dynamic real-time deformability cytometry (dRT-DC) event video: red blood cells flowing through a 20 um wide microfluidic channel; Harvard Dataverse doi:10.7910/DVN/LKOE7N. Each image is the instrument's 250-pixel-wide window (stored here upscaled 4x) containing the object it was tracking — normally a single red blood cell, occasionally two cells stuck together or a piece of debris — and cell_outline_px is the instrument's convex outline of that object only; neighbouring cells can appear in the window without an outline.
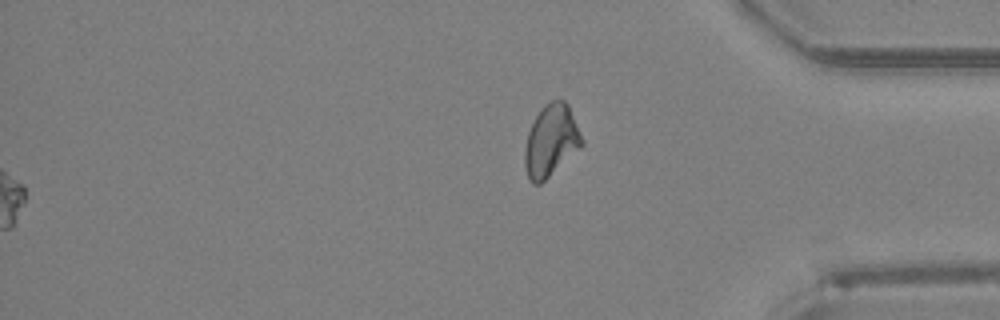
{"species": "Egyptian fruit bat (a non-hibernating species)", "species_latin": "Rousettus aegyptiacus", "temperature_condition": "room temperature", "stored_images_in_passage": 41, "segment_of_instrument_passage": [2, 2], "camera_frame_rate_fps": 3000, "um_per_image_px": 0.085, "animal": {"sex": "female"}, "frame": {"image": 1, "passage_image": 41, "time_ms": 13.333, "image_size_px": [1000, 320], "cell_outline_px": [[584, 144], [540, 184], [532, 184], [528, 180], [524, 164], [524, 148], [528, 132], [540, 108], [544, 104], [552, 100], [564, 100], [568, 104], [584, 140]], "centroid_in_image_um": [46.82, 11.96], "position_along_channel_um": 388.4, "area_um2": 23.87}}